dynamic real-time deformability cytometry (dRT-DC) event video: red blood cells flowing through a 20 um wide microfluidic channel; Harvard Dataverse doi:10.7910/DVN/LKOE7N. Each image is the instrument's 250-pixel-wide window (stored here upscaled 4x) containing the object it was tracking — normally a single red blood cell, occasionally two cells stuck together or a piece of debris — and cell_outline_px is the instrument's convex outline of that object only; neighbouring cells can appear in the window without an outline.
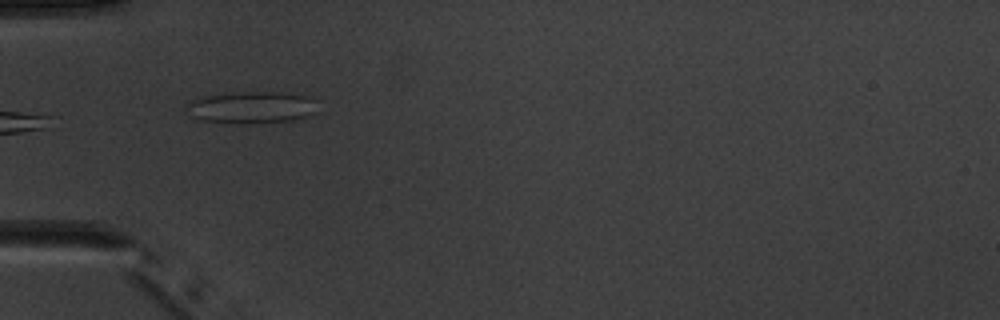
{"species": "common noctule bat (a hibernating species)", "species_latin": "Nyctalus noctula", "temperature_condition": "warm", "stored_images_in_passage": 3, "camera_frame_rate_fps": 3000, "um_per_image_px": 0.085, "animal": {"sex": "male", "body_mass_g": 20.1, "forearm_length_mm": 53.5}, "frame": {"image": 1, "passage_image": 1, "time_ms": 0.0, "image_size_px": [1000, 320], "cell_outline_px": [[316, 112], [296, 120], [204, 120], [192, 116], [184, 104], [192, 100], [204, 96], [232, 92], [280, 92], [304, 96], [312, 100]], "centroid_in_image_um": [21.35, 9.06], "position_along_channel_um": 63.6, "area_um2": 22.77}}
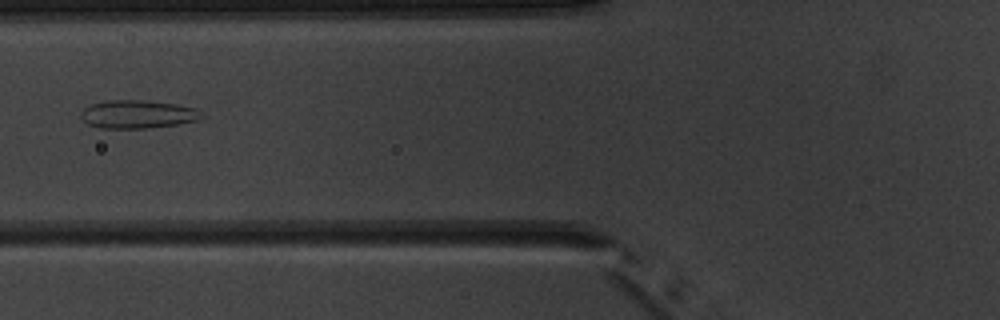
{"frame": {"image": 2, "passage_image": 2, "time_ms": 1.333, "image_size_px": [1000, 320], "cell_outline_px": [[204, 116], [200, 120], [180, 124], [144, 128], [100, 128], [88, 124], [80, 116], [80, 112], [88, 104], [104, 100], [144, 100], [176, 104], [196, 108]], "centroid_in_image_um": [11.69, 9.7], "position_along_channel_um": 114.1, "area_um2": 20.06}}
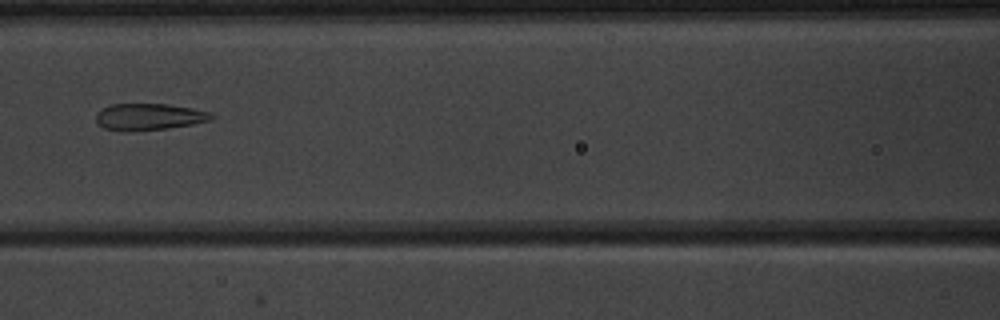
{"frame": {"image": 3, "passage_image": 3, "time_ms": 2.333, "image_size_px": [1000, 320], "cell_outline_px": [[216, 116], [212, 120], [192, 124], [168, 128], [132, 132], [120, 132], [104, 128], [96, 120], [96, 112], [112, 104], [164, 104], [192, 108], [212, 112]], "centroid_in_image_um": [12.68, 9.94], "position_along_channel_um": 153.9, "area_um2": 18.15}}